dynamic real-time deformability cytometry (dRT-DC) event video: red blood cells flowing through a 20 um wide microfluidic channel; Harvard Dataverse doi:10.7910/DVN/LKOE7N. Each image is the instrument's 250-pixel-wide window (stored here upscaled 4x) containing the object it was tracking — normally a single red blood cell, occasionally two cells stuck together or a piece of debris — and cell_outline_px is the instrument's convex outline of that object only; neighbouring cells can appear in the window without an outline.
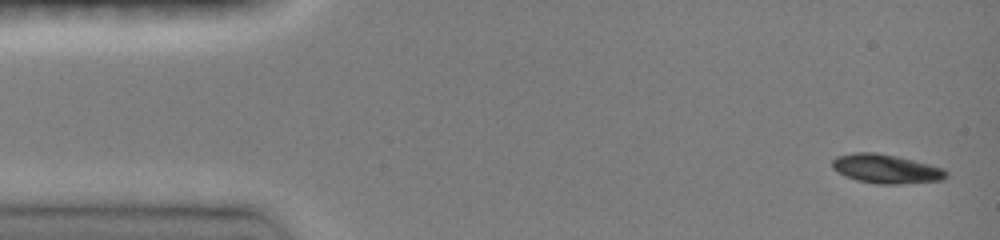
{"species": "common noctule bat (a hibernating species)", "species_latin": "Nyctalus noctula", "temperature_condition": "room temperature", "stored_images_in_passage": 15, "camera_frame_rate_fps": 3000, "um_per_image_px": 0.085, "animal": {"sex": "female", "body_mass_g": 19.0, "forearm_length_mm": 51.5}, "frame": {"image": 1, "passage_image": 1, "time_ms": 0.0, "image_size_px": [1000, 240], "cell_outline_px": [[948, 176], [944, 180], [900, 184], [876, 184], [856, 180], [844, 176], [832, 168], [832, 160], [836, 156], [852, 152], [876, 152], [896, 156], [944, 168], [948, 172]], "centroid_in_image_um": [75.3, 14.35], "position_along_channel_um": 9.7, "area_um2": 19.48}}
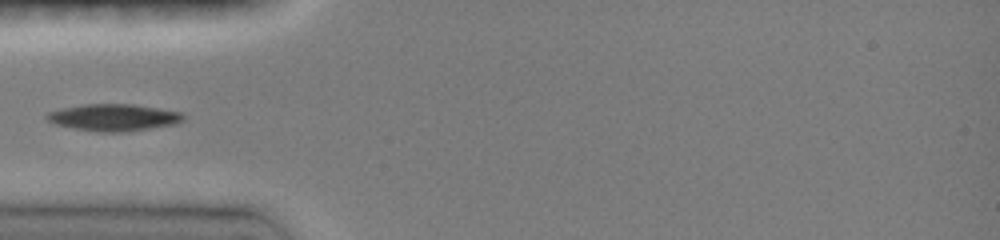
{"frame": {"image": 2, "passage_image": 5, "time_ms": 4.333, "image_size_px": [1000, 240], "cell_outline_px": [[184, 120], [176, 124], [120, 132], [100, 132], [72, 128], [56, 124], [48, 120], [44, 116], [48, 112], [60, 108], [84, 104], [132, 104], [160, 108], [180, 112], [184, 116]], "centroid_in_image_um": [9.64, 9.97], "position_along_channel_um": 75.4, "area_um2": 21.33}}
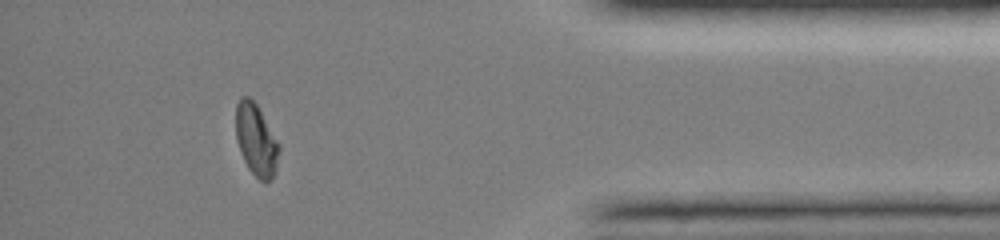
{"frame": {"image": 3, "passage_image": 14, "time_ms": 13.333, "image_size_px": [1000, 240], "cell_outline_px": [[280, 148], [276, 172], [272, 180], [260, 180], [248, 168], [240, 152], [236, 140], [236, 104], [240, 96], [248, 96], [256, 104], [280, 144]], "centroid_in_image_um": [21.78, 11.89], "position_along_channel_um": 413.4, "area_um2": 18.15}, "authors_computed_cell_mechanics": {"area_um2": 19.4786, "velocity_mm_per_s": 4.0628, "shape_relaxation_time_tau1_ms": 3.1235, "shape_relaxation_time_tau2_ms": null, "deformation_change_tau1": 0.1235, "deformation_change_tau2": null}}